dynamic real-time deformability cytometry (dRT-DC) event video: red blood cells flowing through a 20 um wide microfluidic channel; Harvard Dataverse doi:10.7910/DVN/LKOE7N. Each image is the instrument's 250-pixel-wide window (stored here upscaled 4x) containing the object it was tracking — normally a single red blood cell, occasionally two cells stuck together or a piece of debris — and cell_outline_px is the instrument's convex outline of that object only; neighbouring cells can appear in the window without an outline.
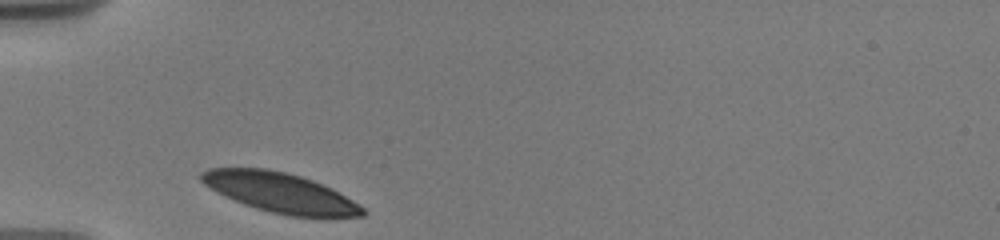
{"species": "human", "species_latin": "Homo sapiens", "temperature_condition": "warm", "stored_images_in_passage": 25, "camera_frame_rate_fps": 3000, "um_per_image_px": 0.085, "donor": {"sex": "male"}, "frame": {"image": 1, "passage_image": 1, "time_ms": 0.0, "image_size_px": [1000, 240], "cell_outline_px": [[364, 216], [288, 216], [256, 208], [244, 204], [204, 184], [200, 180], [200, 172], [208, 168], [268, 168], [300, 176], [312, 180], [332, 188], [352, 200], [364, 208]], "centroid_in_image_um": [23.81, 16.35], "position_along_channel_um": 61.2, "area_um2": 36.65}}
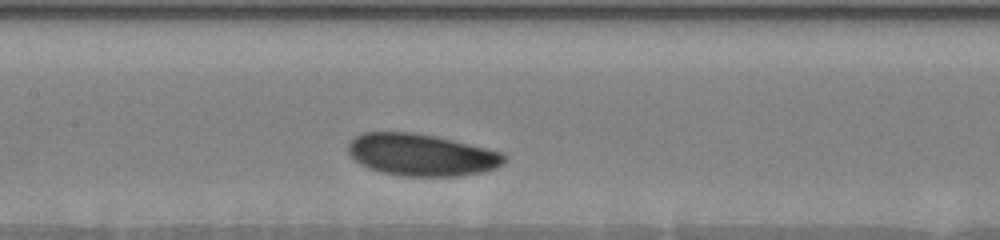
{"frame": {"image": 2, "passage_image": 9, "time_ms": 3.333, "image_size_px": [1000, 240], "cell_outline_px": [[504, 164], [496, 168], [484, 172], [460, 176], [400, 176], [380, 172], [368, 168], [360, 164], [348, 156], [348, 140], [364, 132], [412, 132], [436, 136], [500, 152], [504, 156]], "centroid_in_image_um": [35.75, 13.17], "position_along_channel_um": 171.6, "area_um2": 38.38}}
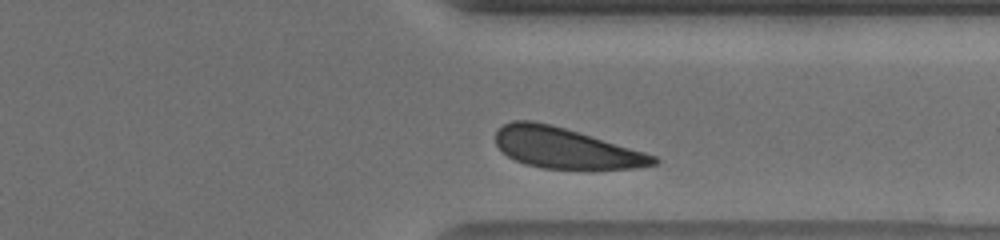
{"frame": {"image": 3, "passage_image": 23, "time_ms": 8.667, "image_size_px": [1000, 240], "cell_outline_px": [[660, 160], [656, 164], [636, 168], [544, 168], [524, 164], [508, 156], [496, 144], [496, 132], [504, 124], [512, 120], [532, 120], [564, 128], [644, 152], [656, 156]], "centroid_in_image_um": [48.04, 12.58], "position_along_channel_um": 363.4, "area_um2": 36.53}, "authors_computed_cell_mechanics": {"area_um2": 38.3792, "velocity_mm_per_s": 3.5819, "shape_relaxation_time_tau1_ms": 1.2064, "shape_relaxation_time_tau2_ms": null, "deformation_change_tau1": 0.0548, "deformation_change_tau2": null}}